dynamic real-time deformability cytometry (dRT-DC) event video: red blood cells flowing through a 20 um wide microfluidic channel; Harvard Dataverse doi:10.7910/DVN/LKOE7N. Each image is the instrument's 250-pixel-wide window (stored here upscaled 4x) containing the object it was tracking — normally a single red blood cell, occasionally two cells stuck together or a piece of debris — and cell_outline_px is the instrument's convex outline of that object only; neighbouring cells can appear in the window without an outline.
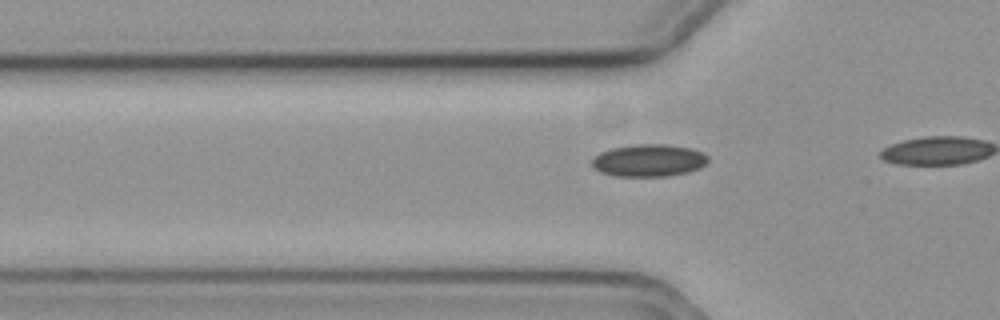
{"species": "common noctule bat (a hibernating species)", "species_latin": "Nyctalus noctula", "temperature_condition": "cold", "stored_images_in_passage": 21, "camera_frame_rate_fps": 3000, "um_per_image_px": 0.085, "animal": {"sex": "female", "body_mass_g": 19.3, "forearm_length_mm": 54.1}, "frame": {"image": 1, "passage_image": 16, "time_ms": 5.0, "image_size_px": [1000, 320], "cell_outline_px": [[708, 160], [700, 168], [688, 172], [668, 176], [616, 176], [600, 172], [592, 168], [592, 156], [600, 152], [612, 148], [636, 144], [664, 144], [692, 148], [708, 156]], "centroid_in_image_um": [55.11, 13.64], "position_along_channel_um": 70.7, "area_um2": 21.96}}
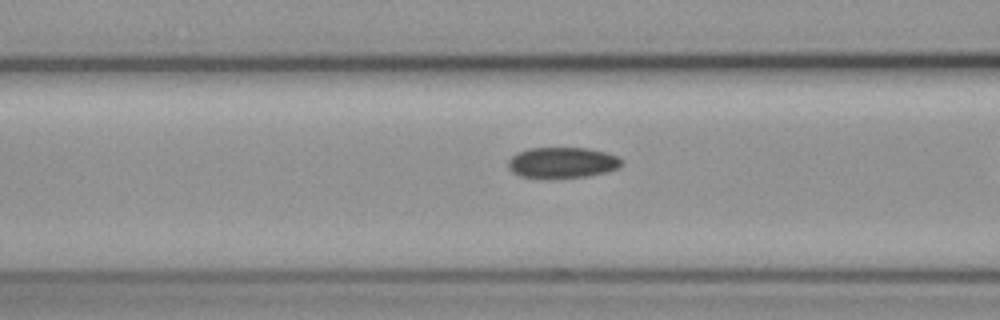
{"frame": {"image": 2, "passage_image": 20, "time_ms": 6.333, "image_size_px": [1000, 320], "cell_outline_px": [[620, 164], [616, 168], [604, 172], [584, 176], [520, 176], [512, 172], [508, 168], [508, 160], [516, 152], [528, 148], [588, 148], [604, 152], [616, 156], [620, 160]], "centroid_in_image_um": [47.72, 13.78], "position_along_channel_um": 118.9, "area_um2": 19.59}}